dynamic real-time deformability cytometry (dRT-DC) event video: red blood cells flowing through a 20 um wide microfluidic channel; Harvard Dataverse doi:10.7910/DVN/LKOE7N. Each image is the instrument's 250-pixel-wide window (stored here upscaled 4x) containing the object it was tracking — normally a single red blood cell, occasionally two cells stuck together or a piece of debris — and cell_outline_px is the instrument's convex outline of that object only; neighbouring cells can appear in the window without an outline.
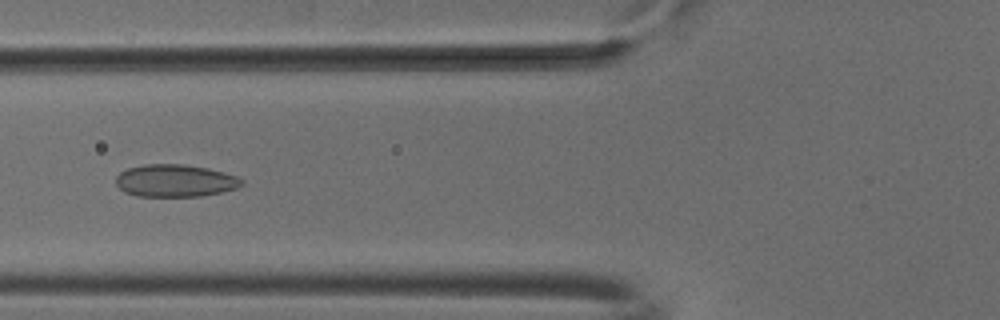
{"species": "common noctule bat (a hibernating species)", "species_latin": "Nyctalus noctula", "temperature_condition": "cold", "stored_images_in_passage": 5, "camera_frame_rate_fps": 3000, "um_per_image_px": 0.085, "animal": {"sex": "male", "body_mass_g": 18.8}, "frame": {"image": 1, "passage_image": 5, "time_ms": 1.333, "image_size_px": [1000, 320], "cell_outline_px": [[244, 184], [236, 188], [220, 192], [200, 196], [136, 196], [124, 192], [116, 184], [116, 176], [120, 172], [128, 168], [144, 164], [184, 164], [208, 168], [224, 172], [236, 176], [244, 180]], "centroid_in_image_um": [14.88, 15.35], "position_along_channel_um": 110.9, "area_um2": 23.81}}